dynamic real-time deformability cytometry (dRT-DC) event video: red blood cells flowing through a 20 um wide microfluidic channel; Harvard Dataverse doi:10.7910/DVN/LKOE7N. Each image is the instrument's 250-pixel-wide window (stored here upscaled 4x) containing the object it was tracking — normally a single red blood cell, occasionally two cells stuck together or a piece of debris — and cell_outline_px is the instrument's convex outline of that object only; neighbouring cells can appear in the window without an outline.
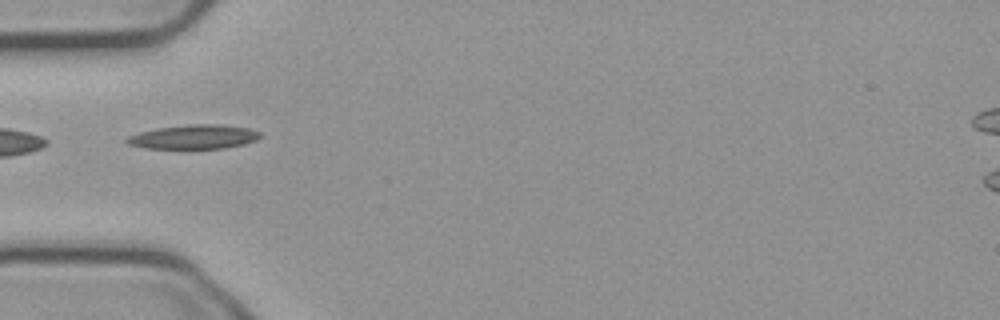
{"species": "common noctule bat (a hibernating species)", "species_latin": "Nyctalus noctula", "temperature_condition": "cold", "stored_images_in_passage": 12, "camera_frame_rate_fps": 3000, "um_per_image_px": 0.085, "animal": {"sex": "male", "body_mass_g": 23.1, "forearm_length_mm": 52.7}, "frame": {"image": 1, "passage_image": 1, "time_ms": 0.0, "image_size_px": [1000, 320], "cell_outline_px": [[260, 136], [256, 140], [244, 144], [224, 148], [144, 148], [128, 144], [124, 140], [128, 136], [140, 132], [156, 128], [188, 124], [216, 124], [248, 128], [260, 132]], "centroid_in_image_um": [16.45, 11.63], "position_along_channel_um": 68.5, "area_um2": 18.67}}
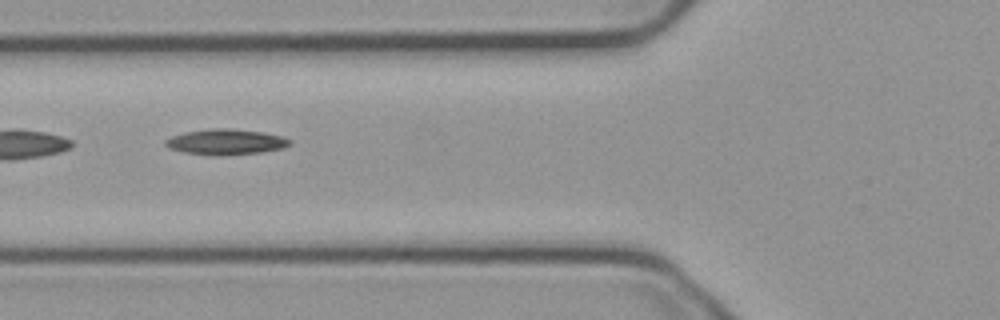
{"frame": {"image": 2, "passage_image": 4, "time_ms": 1.0, "image_size_px": [1000, 320], "cell_outline_px": [[292, 144], [284, 148], [260, 152], [184, 152], [168, 148], [164, 144], [164, 140], [172, 136], [184, 132], [212, 128], [228, 128], [264, 132], [280, 136], [292, 140]], "centroid_in_image_um": [19.22, 12.0], "position_along_channel_um": 106.6, "area_um2": 17.51}}